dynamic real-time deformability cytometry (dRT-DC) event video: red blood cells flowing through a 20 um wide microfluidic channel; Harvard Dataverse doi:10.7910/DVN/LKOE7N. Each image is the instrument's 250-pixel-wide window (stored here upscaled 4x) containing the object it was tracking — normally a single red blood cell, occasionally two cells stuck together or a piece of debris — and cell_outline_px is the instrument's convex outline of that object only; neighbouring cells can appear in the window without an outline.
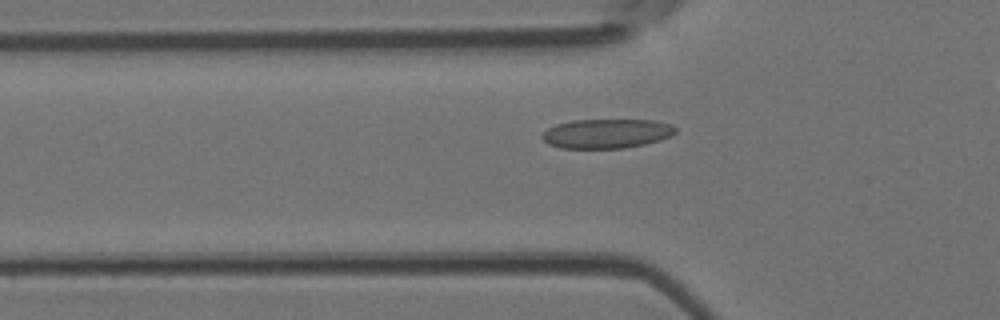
{"species": "Egyptian fruit bat (a non-hibernating species)", "species_latin": "Rousettus aegyptiacus", "temperature_condition": "room temperature", "stored_images_in_passage": 30, "camera_frame_rate_fps": 3000, "um_per_image_px": 0.085, "animal": {"sex": "female"}, "frame": {"image": 1, "passage_image": 4, "time_ms": 1.0, "image_size_px": [1000, 320], "cell_outline_px": [[676, 132], [672, 136], [660, 140], [644, 144], [624, 148], [560, 148], [548, 144], [540, 136], [548, 128], [556, 124], [572, 120], [656, 120], [672, 124], [676, 128]], "centroid_in_image_um": [51.58, 11.35], "position_along_channel_um": 74.2, "area_um2": 22.95}}
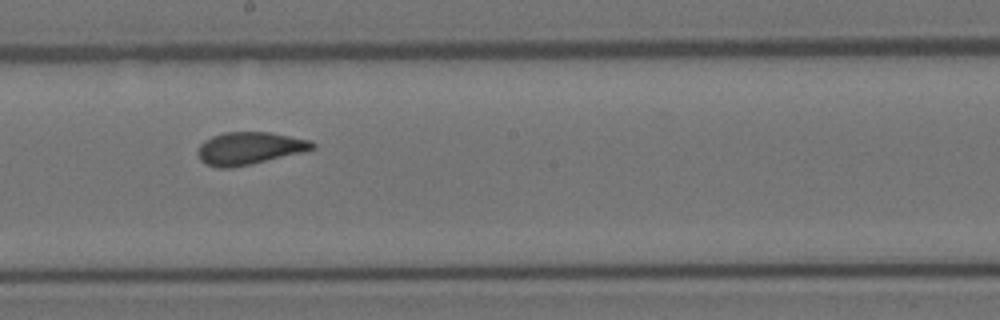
{"frame": {"image": 2, "passage_image": 15, "time_ms": 4.667, "image_size_px": [1000, 320], "cell_outline_px": [[316, 148], [304, 152], [252, 164], [232, 168], [220, 168], [204, 164], [200, 160], [196, 152], [200, 144], [204, 140], [212, 136], [224, 132], [268, 132], [312, 140], [316, 144]], "centroid_in_image_um": [21.19, 12.61], "position_along_channel_um": 227.0, "area_um2": 22.02}}
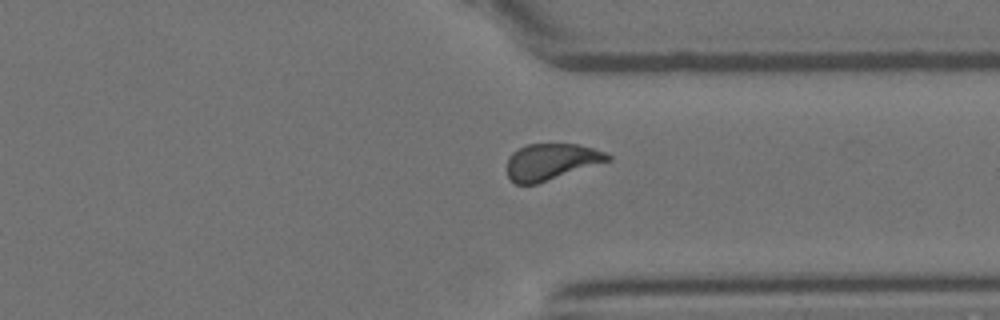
{"frame": {"image": 3, "passage_image": 25, "time_ms": 8.0, "image_size_px": [1000, 320], "cell_outline_px": [[612, 160], [536, 184], [516, 184], [508, 176], [508, 156], [512, 152], [528, 144], [576, 144], [608, 152], [612, 156]], "centroid_in_image_um": [46.88, 13.74], "position_along_channel_um": 364.5, "area_um2": 21.27}}